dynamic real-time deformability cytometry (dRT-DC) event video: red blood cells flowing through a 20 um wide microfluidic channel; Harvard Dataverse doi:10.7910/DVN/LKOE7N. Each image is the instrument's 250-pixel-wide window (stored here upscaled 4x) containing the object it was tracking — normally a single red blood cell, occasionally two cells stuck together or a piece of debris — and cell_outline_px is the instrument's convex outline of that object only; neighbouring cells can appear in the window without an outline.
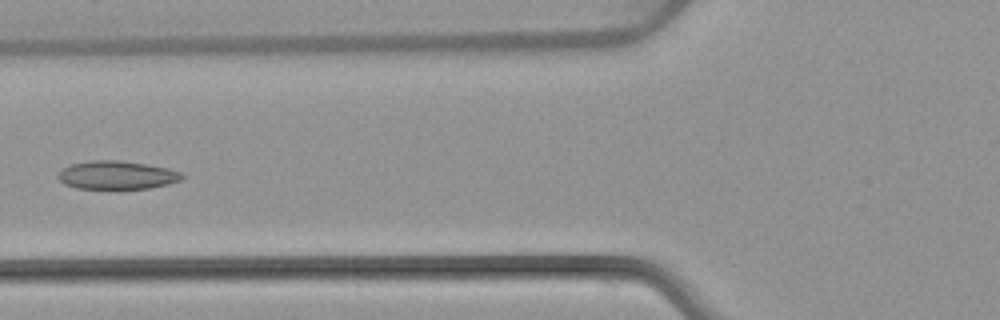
{"species": "common noctule bat (a hibernating species)", "species_latin": "Nyctalus noctula", "temperature_condition": "warm", "stored_images_in_passage": 6, "camera_frame_rate_fps": 3000, "um_per_image_px": 0.085, "animal": {"sex": "female", "body_mass_g": 22.7, "forearm_length_mm": 54.2}, "frame": {"image": 1, "passage_image": 6, "time_ms": 6.667, "image_size_px": [1000, 320], "cell_outline_px": [[184, 176], [180, 180], [168, 184], [148, 188], [76, 188], [64, 184], [56, 176], [64, 168], [72, 164], [88, 160], [120, 160], [148, 164], [168, 168], [180, 172]], "centroid_in_image_um": [9.93, 14.87], "position_along_channel_um": 115.9, "area_um2": 20.35}}